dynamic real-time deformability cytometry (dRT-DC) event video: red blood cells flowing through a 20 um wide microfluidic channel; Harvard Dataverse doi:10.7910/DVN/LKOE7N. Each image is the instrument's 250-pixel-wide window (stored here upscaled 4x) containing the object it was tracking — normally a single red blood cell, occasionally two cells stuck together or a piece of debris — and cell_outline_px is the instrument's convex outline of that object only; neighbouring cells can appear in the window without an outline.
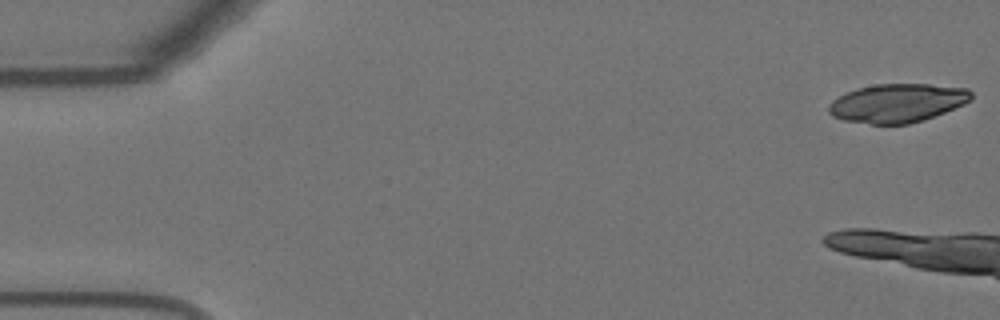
{"species": "Egyptian fruit bat (a non-hibernating species)", "species_latin": "Rousettus aegyptiacus", "temperature_condition": "warm", "stored_images_in_passage": 8, "camera_frame_rate_fps": 3000, "um_per_image_px": 0.085, "animal": {"sex": "female"}, "frame": {"image": 1, "passage_image": 1, "time_ms": 0.0, "image_size_px": [1000, 320], "cell_outline_px": [[972, 100], [964, 104], [924, 120], [908, 124], [872, 124], [844, 120], [832, 116], [828, 112], [828, 104], [832, 100], [856, 88], [876, 84], [928, 84], [968, 88], [972, 92]], "centroid_in_image_um": [76.28, 8.76], "position_along_channel_um": 8.7, "area_um2": 32.14}}